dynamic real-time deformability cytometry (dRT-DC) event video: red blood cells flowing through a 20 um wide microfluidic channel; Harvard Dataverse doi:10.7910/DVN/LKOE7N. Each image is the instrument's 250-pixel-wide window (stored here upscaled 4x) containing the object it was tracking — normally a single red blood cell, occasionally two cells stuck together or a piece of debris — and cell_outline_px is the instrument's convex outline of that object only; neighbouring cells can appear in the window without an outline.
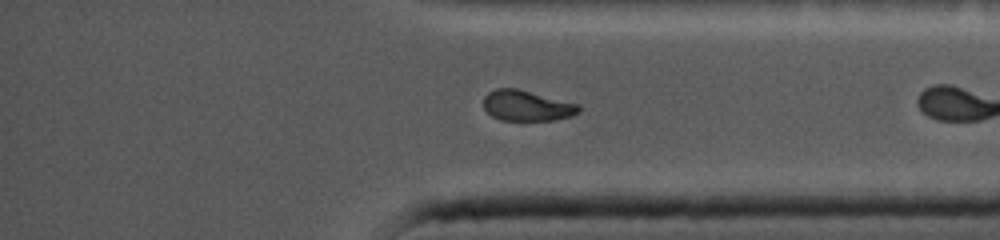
{"species": "common noctule bat (a hibernating species)", "species_latin": "Nyctalus noctula", "temperature_condition": "cold", "stored_images_in_passage": 25, "camera_frame_rate_fps": 5000, "um_per_image_px": 0.085, "animal": {"sex": "female", "body_mass_g": 19.0, "forearm_length_mm": 56.7}, "frame": {"image": 1, "passage_image": 25, "time_ms": 9.0, "image_size_px": [1000, 240], "cell_outline_px": [[580, 112], [572, 116], [556, 120], [500, 120], [492, 116], [484, 108], [484, 96], [488, 92], [496, 88], [516, 88], [580, 104]], "centroid_in_image_um": [44.8, 8.98], "position_along_channel_um": 390.4, "area_um2": 17.05}}